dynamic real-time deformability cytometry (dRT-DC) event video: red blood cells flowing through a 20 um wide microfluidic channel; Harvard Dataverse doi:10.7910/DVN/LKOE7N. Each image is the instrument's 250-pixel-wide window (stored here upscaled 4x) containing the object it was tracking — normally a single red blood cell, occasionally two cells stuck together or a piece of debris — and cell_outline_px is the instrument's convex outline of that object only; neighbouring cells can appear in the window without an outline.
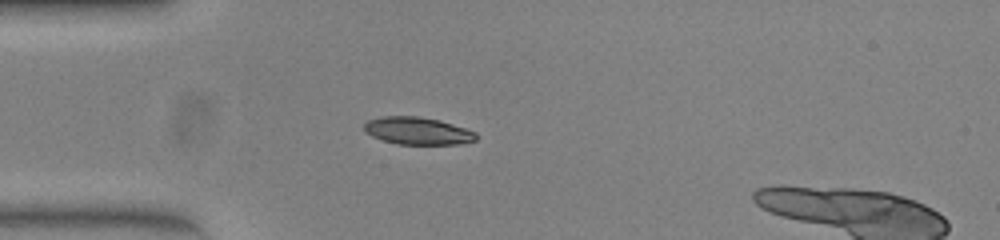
{"species": "common noctule bat (a hibernating species)", "species_latin": "Nyctalus noctula", "temperature_condition": "warm", "stored_images_in_passage": 36, "camera_frame_rate_fps": 3000, "um_per_image_px": 0.085, "animal": {"sex": "female", "body_mass_g": 23.0, "forearm_length_mm": 53.4}, "frame": {"image": 1, "passage_image": 1, "time_ms": 0.0, "image_size_px": [1000, 240], "cell_outline_px": [[476, 140], [456, 144], [400, 144], [384, 140], [372, 136], [364, 132], [364, 124], [368, 120], [380, 116], [416, 116], [436, 120], [452, 124], [476, 132]], "centroid_in_image_um": [35.45, 11.12], "position_along_channel_um": 49.5, "area_um2": 17.63}}
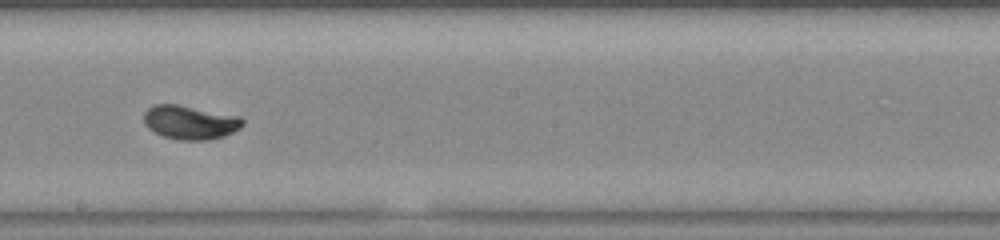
{"frame": {"image": 2, "passage_image": 16, "time_ms": 5.0, "image_size_px": [1000, 240], "cell_outline_px": [[244, 124], [240, 128], [224, 136], [208, 140], [180, 140], [164, 136], [148, 128], [144, 124], [144, 112], [152, 104], [176, 104], [240, 116], [244, 120]], "centroid_in_image_um": [16.15, 10.39], "position_along_channel_um": 232.0, "area_um2": 19.48}}
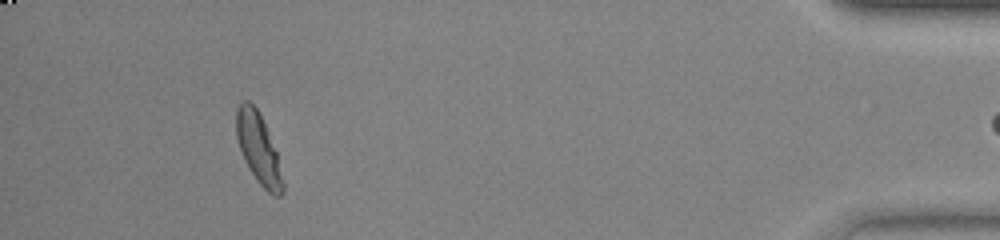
{"frame": {"image": 3, "passage_image": 35, "time_ms": 11.333, "image_size_px": [1000, 240], "cell_outline_px": [[284, 192], [280, 196], [272, 196], [256, 180], [248, 168], [244, 160], [236, 136], [236, 108], [244, 100], [248, 100], [256, 108], [268, 132], [276, 152], [284, 184]], "centroid_in_image_um": [21.96, 12.66], "position_along_channel_um": 413.2, "area_um2": 18.79}}